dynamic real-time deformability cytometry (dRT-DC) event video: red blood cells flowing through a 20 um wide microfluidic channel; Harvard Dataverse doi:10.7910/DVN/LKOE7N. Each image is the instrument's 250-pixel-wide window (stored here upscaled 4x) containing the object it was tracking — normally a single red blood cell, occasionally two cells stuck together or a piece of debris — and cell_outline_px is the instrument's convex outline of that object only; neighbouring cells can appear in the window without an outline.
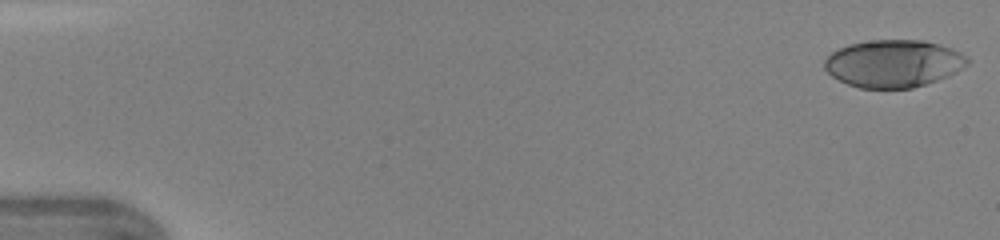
{"species": "human", "species_latin": "Homo sapiens", "temperature_condition": "warm", "stored_images_in_passage": 44, "camera_frame_rate_fps": 3000, "um_per_image_px": 0.085, "donor": {"sex": "female"}, "frame": {"image": 1, "passage_image": 1, "time_ms": 0.0, "image_size_px": [1000, 240], "cell_outline_px": [[968, 64], [956, 72], [948, 76], [912, 88], [860, 88], [848, 84], [832, 76], [824, 68], [824, 60], [832, 52], [848, 44], [872, 40], [924, 40], [940, 44], [952, 48], [960, 52], [968, 60]], "centroid_in_image_um": [75.94, 5.39], "position_along_channel_um": 9.1, "area_um2": 39.36}}
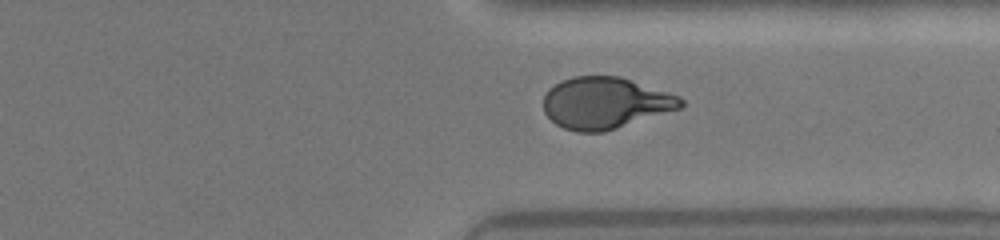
{"frame": {"image": 2, "passage_image": 34, "time_ms": 11.0, "image_size_px": [1000, 240], "cell_outline_px": [[684, 104], [680, 108], [604, 132], [576, 132], [564, 128], [556, 124], [544, 112], [544, 96], [560, 80], [572, 76], [620, 76], [680, 96], [684, 100]], "centroid_in_image_um": [51.45, 8.75], "position_along_channel_um": 360.0, "area_um2": 41.04}}
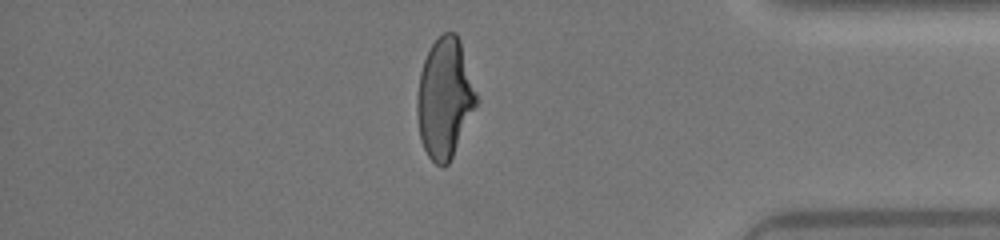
{"frame": {"image": 3, "passage_image": 38, "time_ms": 12.333, "image_size_px": [1000, 240], "cell_outline_px": [[476, 104], [452, 156], [448, 164], [444, 168], [436, 164], [428, 156], [420, 140], [416, 116], [416, 96], [420, 72], [424, 60], [432, 44], [444, 32], [456, 32], [460, 40], [476, 96]], "centroid_in_image_um": [37.74, 8.36], "position_along_channel_um": 397.5, "area_um2": 40.75}}